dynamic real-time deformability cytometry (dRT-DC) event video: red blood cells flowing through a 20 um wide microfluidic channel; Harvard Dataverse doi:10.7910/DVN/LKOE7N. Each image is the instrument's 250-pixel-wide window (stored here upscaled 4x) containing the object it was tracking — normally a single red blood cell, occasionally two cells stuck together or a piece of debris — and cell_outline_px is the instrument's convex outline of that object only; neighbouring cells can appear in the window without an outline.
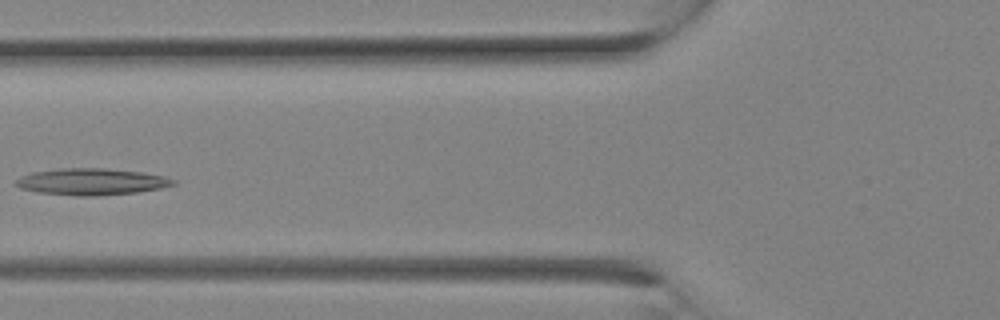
{"species": "Egyptian fruit bat (a non-hibernating species)", "species_latin": "Rousettus aegyptiacus", "temperature_condition": "room temperature", "stored_images_in_passage": 17, "camera_frame_rate_fps": 3000, "um_per_image_px": 0.085, "animal": {"sex": "female"}, "frame": {"image": 1, "passage_image": 8, "time_ms": 2.333, "image_size_px": [1000, 320], "cell_outline_px": [[176, 184], [160, 188], [136, 192], [96, 196], [76, 196], [40, 192], [20, 188], [16, 184], [16, 180], [20, 176], [32, 172], [60, 168], [104, 168], [144, 172], [164, 176], [176, 180]], "centroid_in_image_um": [7.79, 15.44], "position_along_channel_um": 118.0, "area_um2": 24.39}}
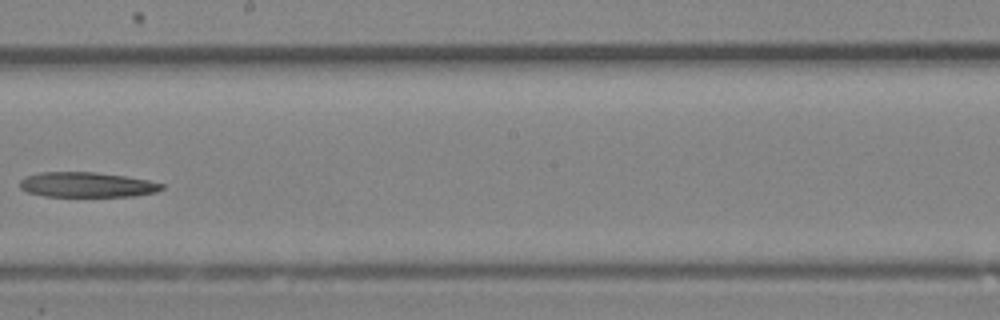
{"frame": {"image": 2, "passage_image": 13, "time_ms": 4.0, "image_size_px": [1000, 320], "cell_outline_px": [[164, 188], [156, 192], [136, 196], [44, 196], [28, 192], [20, 188], [20, 180], [24, 176], [40, 172], [96, 172], [124, 176], [148, 180], [164, 184]], "centroid_in_image_um": [7.38, 15.7], "position_along_channel_um": 240.8, "area_um2": 20.75}}
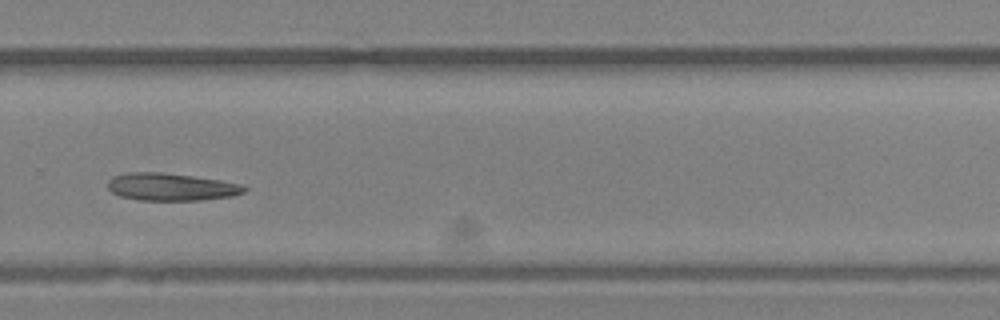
{"frame": {"image": 3, "passage_image": 16, "time_ms": 5.0, "image_size_px": [1000, 320], "cell_outline_px": [[248, 188], [244, 192], [236, 196], [200, 200], [140, 200], [120, 196], [112, 192], [108, 188], [108, 180], [112, 176], [128, 172], [160, 172], [192, 176], [220, 180], [244, 184]], "centroid_in_image_um": [14.58, 15.88], "position_along_channel_um": 315.2, "area_um2": 22.02}}